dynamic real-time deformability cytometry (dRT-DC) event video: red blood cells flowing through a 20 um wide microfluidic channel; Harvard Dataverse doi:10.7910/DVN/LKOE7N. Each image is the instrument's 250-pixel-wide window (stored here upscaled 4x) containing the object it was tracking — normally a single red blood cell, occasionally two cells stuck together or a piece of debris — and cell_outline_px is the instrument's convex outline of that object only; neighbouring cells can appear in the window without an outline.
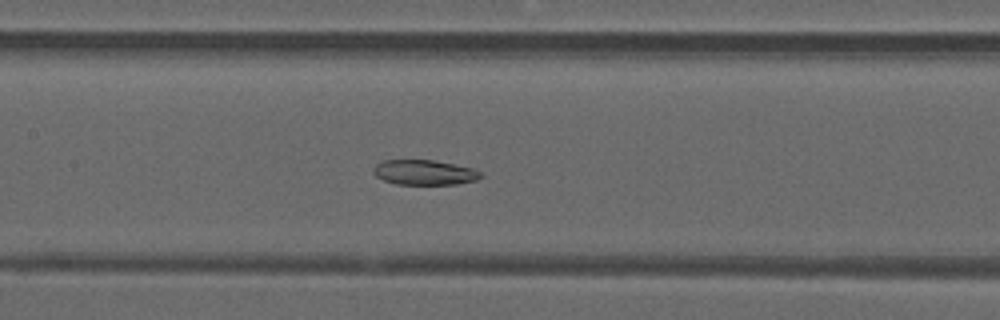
{"species": "common noctule bat (a hibernating species)", "species_latin": "Nyctalus noctula", "temperature_condition": "warm", "stored_images_in_passage": 20, "camera_frame_rate_fps": 3000, "um_per_image_px": 0.085, "animal": {"sex": "male", "forearm_length_mm": 52.5}, "frame": {"image": 1, "passage_image": 7, "time_ms": 2.0, "image_size_px": [1000, 320], "cell_outline_px": [[484, 176], [476, 180], [456, 184], [396, 184], [384, 180], [376, 176], [372, 172], [372, 168], [376, 164], [384, 160], [432, 160], [476, 168]], "centroid_in_image_um": [36.09, 14.65], "position_along_channel_um": 171.3, "area_um2": 15.72}}
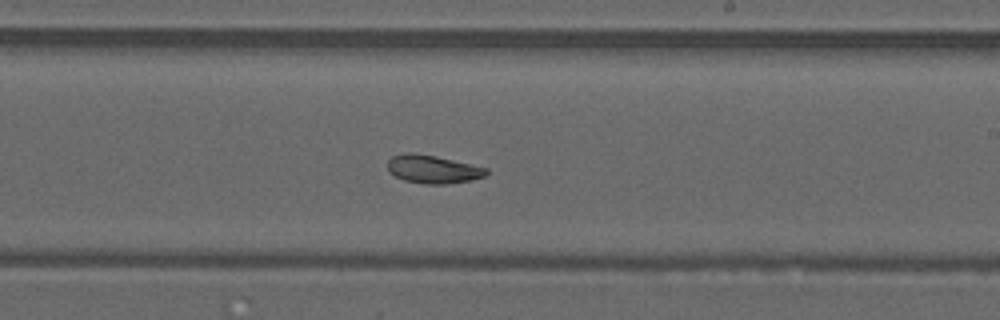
{"frame": {"image": 2, "passage_image": 13, "time_ms": 4.0, "image_size_px": [1000, 320], "cell_outline_px": [[488, 172], [484, 176], [472, 180], [444, 184], [424, 184], [404, 180], [388, 172], [388, 160], [392, 156], [408, 152], [412, 152], [436, 156], [488, 168]], "centroid_in_image_um": [36.78, 14.38], "position_along_channel_um": 252.2, "area_um2": 16.18}}
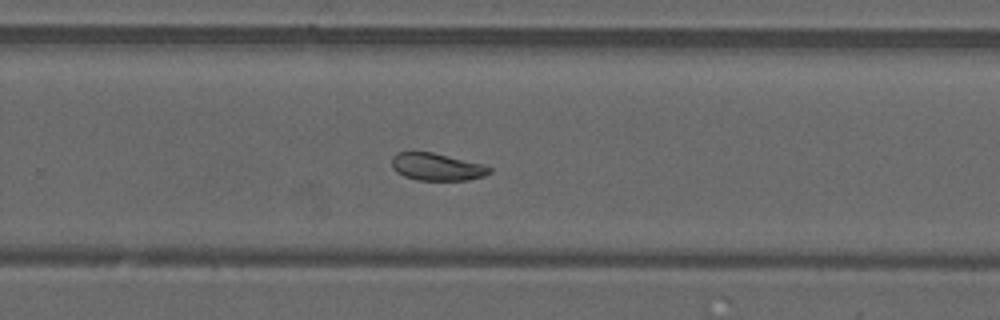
{"frame": {"image": 3, "passage_image": 16, "time_ms": 5.0, "image_size_px": [1000, 320], "cell_outline_px": [[492, 172], [484, 176], [468, 180], [416, 180], [404, 176], [396, 172], [392, 168], [392, 156], [396, 152], [432, 152], [484, 164], [492, 168]], "centroid_in_image_um": [37.14, 14.18], "position_along_channel_um": 292.7, "area_um2": 15.72}}